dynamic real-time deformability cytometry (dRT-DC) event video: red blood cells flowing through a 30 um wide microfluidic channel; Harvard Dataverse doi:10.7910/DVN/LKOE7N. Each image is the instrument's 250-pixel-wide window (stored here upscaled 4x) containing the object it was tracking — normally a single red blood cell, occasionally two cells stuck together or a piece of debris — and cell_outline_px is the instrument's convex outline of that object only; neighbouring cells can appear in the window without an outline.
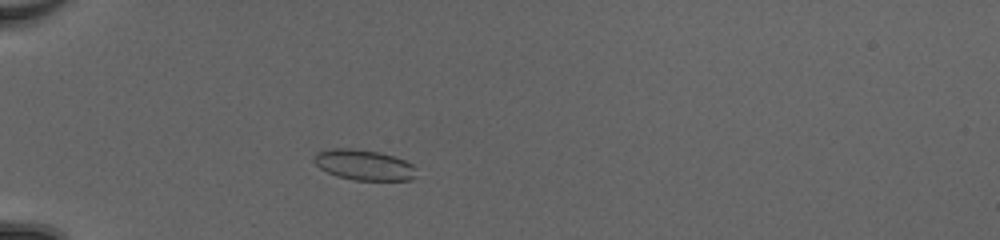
{"species": "common noctule bat (a hibernating species)", "species_latin": "Nyctalus noctula", "temperature_condition": "cold", "stored_images_in_passage": 43, "camera_frame_rate_fps": 3000, "um_per_image_px": 0.085, "animal": {"sex": "female", "body_mass_g": 20.0, "forearm_length_mm": 54.0}, "frame": {"image": 1, "passage_image": 9, "time_ms": 2.667, "image_size_px": [1000, 240], "cell_outline_px": [[416, 176], [412, 180], [352, 180], [336, 176], [320, 168], [312, 160], [316, 152], [332, 148], [352, 148], [380, 152], [404, 160], [412, 164]], "centroid_in_image_um": [30.9, 14.02], "position_along_channel_um": 54.1, "area_um2": 18.21}}
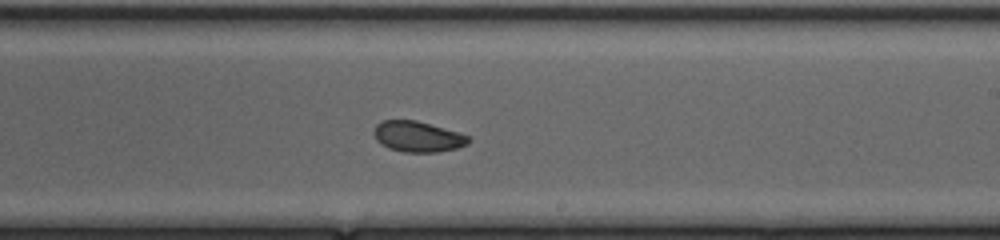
{"frame": {"image": 2, "passage_image": 25, "time_ms": 8.0, "image_size_px": [1000, 240], "cell_outline_px": [[472, 140], [468, 144], [456, 148], [436, 152], [404, 152], [388, 148], [376, 140], [372, 132], [376, 124], [384, 120], [416, 120], [456, 132], [468, 136]], "centroid_in_image_um": [35.47, 11.61], "position_along_channel_um": 253.5, "area_um2": 16.82}}
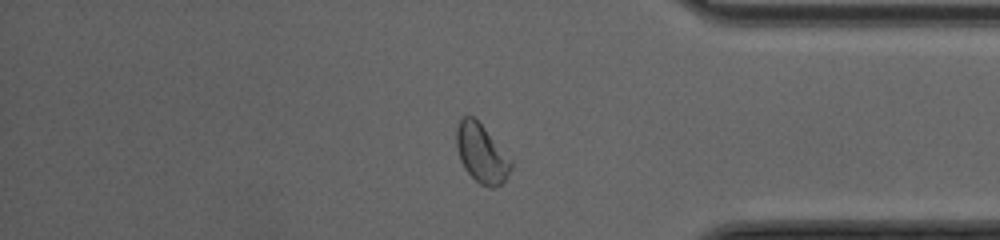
{"frame": {"image": 3, "passage_image": 36, "time_ms": 11.667, "image_size_px": [1000, 240], "cell_outline_px": [[512, 168], [504, 180], [500, 184], [492, 188], [480, 184], [464, 168], [460, 160], [456, 144], [456, 128], [460, 116], [472, 116], [484, 128], [512, 160]], "centroid_in_image_um": [40.91, 13.03], "position_along_channel_um": 394.3, "area_um2": 18.38}, "authors_computed_cell_mechanics": {"area_um2": 18.0914, "velocity_mm_per_s": 4.1778, "shape_relaxation_time_tau1_ms": 8.6158, "shape_relaxation_time_tau2_ms": 1.9821, "deformation_change_tau1": 0.1398, "deformation_change_tau2": 0.0564}}